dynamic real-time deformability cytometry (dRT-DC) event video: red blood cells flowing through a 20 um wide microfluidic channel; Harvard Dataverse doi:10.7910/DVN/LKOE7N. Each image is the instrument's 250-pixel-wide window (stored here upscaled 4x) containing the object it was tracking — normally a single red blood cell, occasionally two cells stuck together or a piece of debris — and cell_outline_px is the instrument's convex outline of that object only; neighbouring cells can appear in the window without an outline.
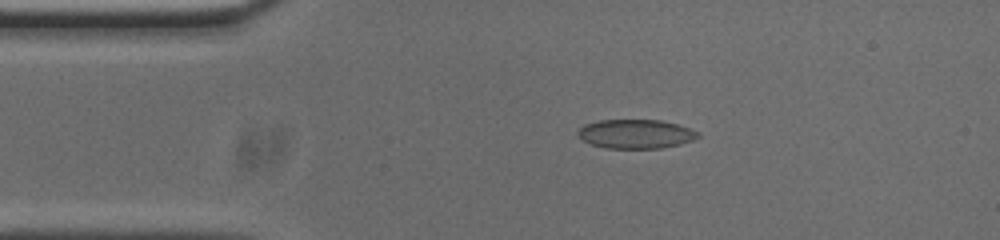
{"species": "common noctule bat (a hibernating species)", "species_latin": "Nyctalus noctula", "temperature_condition": "cold", "stored_images_in_passage": 53, "camera_frame_rate_fps": 3000, "um_per_image_px": 0.085, "animal": {"sex": "male", "body_mass_g": 20.0, "forearm_length_mm": 53.3}, "frame": {"image": 1, "passage_image": 9, "time_ms": 2.667, "image_size_px": [1000, 240], "cell_outline_px": [[700, 136], [692, 140], [680, 144], [660, 148], [604, 148], [592, 144], [576, 136], [576, 132], [584, 124], [600, 120], [660, 120], [676, 124], [700, 132]], "centroid_in_image_um": [54.01, 11.38], "position_along_channel_um": 31.0, "area_um2": 20.29}}
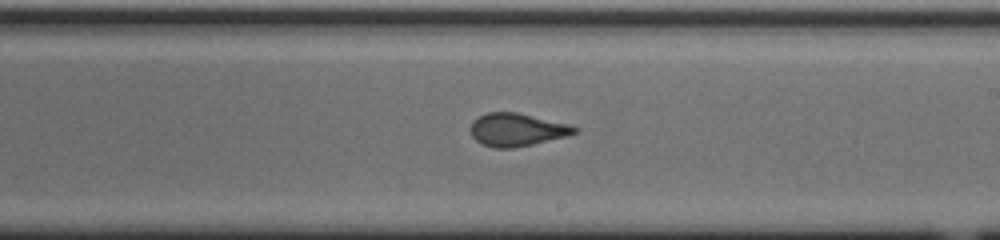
{"frame": {"image": 2, "passage_image": 29, "time_ms": 9.333, "image_size_px": [1000, 240], "cell_outline_px": [[580, 128], [576, 132], [568, 136], [532, 144], [512, 148], [492, 148], [476, 140], [472, 136], [472, 120], [488, 112], [516, 112], [568, 124]], "centroid_in_image_um": [43.95, 11.03], "position_along_channel_um": 245.1, "area_um2": 19.71}}
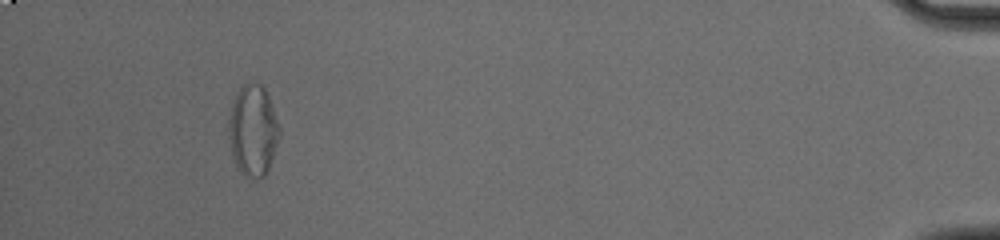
{"frame": {"image": 3, "passage_image": 49, "time_ms": 16.0, "image_size_px": [1000, 240], "cell_outline_px": [[280, 136], [268, 168], [264, 176], [244, 176], [240, 172], [232, 156], [228, 136], [228, 120], [232, 104], [236, 92], [248, 80], [260, 84], [264, 88], [268, 96], [280, 128]], "centroid_in_image_um": [21.48, 11.04], "position_along_channel_um": 413.7, "area_um2": 26.82}, "authors_computed_cell_mechanics": {"area_um2": 20.6924, "velocity_mm_per_s": 3.703, "shape_relaxation_time_tau1_ms": 6.7842, "shape_relaxation_time_tau2_ms": 0.9844, "deformation_change_tau1": 0.1571, "deformation_change_tau2": 0.0495}}